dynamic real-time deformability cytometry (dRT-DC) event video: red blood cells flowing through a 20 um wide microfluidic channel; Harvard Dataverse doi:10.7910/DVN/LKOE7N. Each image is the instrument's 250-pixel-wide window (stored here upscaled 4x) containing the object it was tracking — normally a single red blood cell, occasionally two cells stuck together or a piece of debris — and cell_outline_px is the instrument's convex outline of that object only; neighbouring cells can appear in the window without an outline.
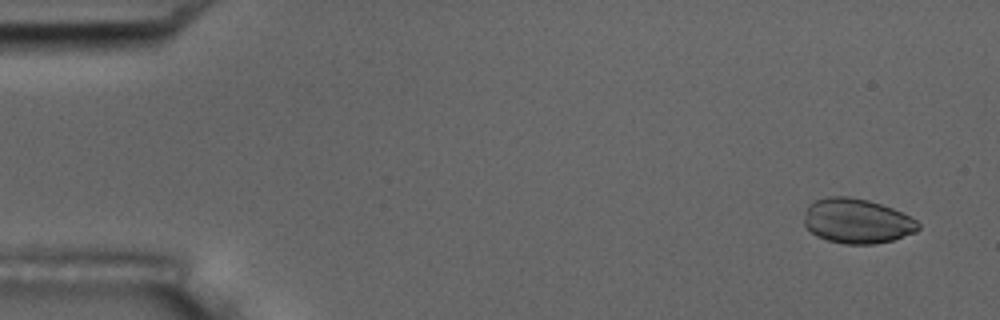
{"species": "common noctule bat (a hibernating species)", "species_latin": "Nyctalus noctula", "temperature_condition": "room temperature", "stored_images_in_passage": 4, "camera_frame_rate_fps": 3000, "um_per_image_px": 0.085, "animal": {"sex": "male", "body_mass_g": 17.5, "forearm_length_mm": 52.3}, "frame": {"image": 1, "passage_image": 1, "time_ms": 0.0, "image_size_px": [1000, 320], "cell_outline_px": [[920, 228], [916, 232], [892, 240], [876, 244], [844, 244], [828, 240], [816, 236], [804, 224], [804, 220], [808, 204], [816, 200], [828, 196], [848, 196], [868, 200], [892, 208], [916, 220], [920, 224]], "centroid_in_image_um": [72.84, 18.79], "position_along_channel_um": 12.2, "area_um2": 29.71}}
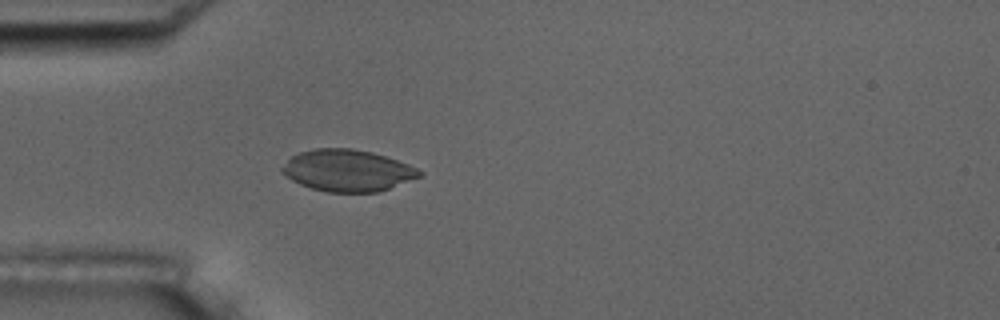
{"frame": {"image": 2, "passage_image": 4, "time_ms": 4.333, "image_size_px": [1000, 320], "cell_outline_px": [[424, 176], [376, 192], [328, 192], [312, 188], [300, 184], [292, 180], [280, 172], [280, 168], [292, 156], [300, 152], [316, 148], [352, 148], [372, 152], [408, 164], [424, 172]], "centroid_in_image_um": [29.54, 14.49], "position_along_channel_um": 55.5, "area_um2": 33.29}}